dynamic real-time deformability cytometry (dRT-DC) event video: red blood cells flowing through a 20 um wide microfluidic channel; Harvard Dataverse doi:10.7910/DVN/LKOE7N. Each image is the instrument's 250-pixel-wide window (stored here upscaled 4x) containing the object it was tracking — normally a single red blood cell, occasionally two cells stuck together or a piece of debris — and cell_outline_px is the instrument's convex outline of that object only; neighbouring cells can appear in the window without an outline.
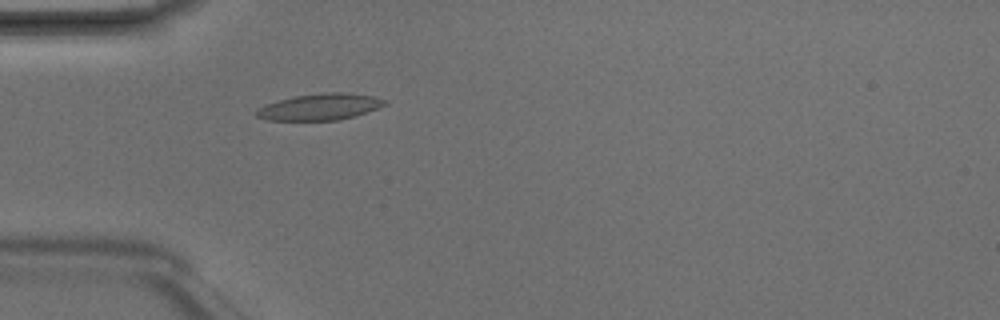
{"species": "Egyptian fruit bat (a non-hibernating species)", "species_latin": "Rousettus aegyptiacus", "temperature_condition": "room temperature", "stored_images_in_passage": 5, "camera_frame_rate_fps": 3000, "um_per_image_px": 0.085, "animal": {"sex": "male"}, "frame": {"image": 1, "passage_image": 5, "time_ms": 1.333, "image_size_px": [1000, 320], "cell_outline_px": [[388, 104], [356, 116], [336, 120], [264, 120], [256, 116], [256, 108], [264, 104], [296, 96], [324, 92], [344, 92], [372, 96], [388, 100]], "centroid_in_image_um": [27.19, 9.08], "position_along_channel_um": 57.8, "area_um2": 19.83}}